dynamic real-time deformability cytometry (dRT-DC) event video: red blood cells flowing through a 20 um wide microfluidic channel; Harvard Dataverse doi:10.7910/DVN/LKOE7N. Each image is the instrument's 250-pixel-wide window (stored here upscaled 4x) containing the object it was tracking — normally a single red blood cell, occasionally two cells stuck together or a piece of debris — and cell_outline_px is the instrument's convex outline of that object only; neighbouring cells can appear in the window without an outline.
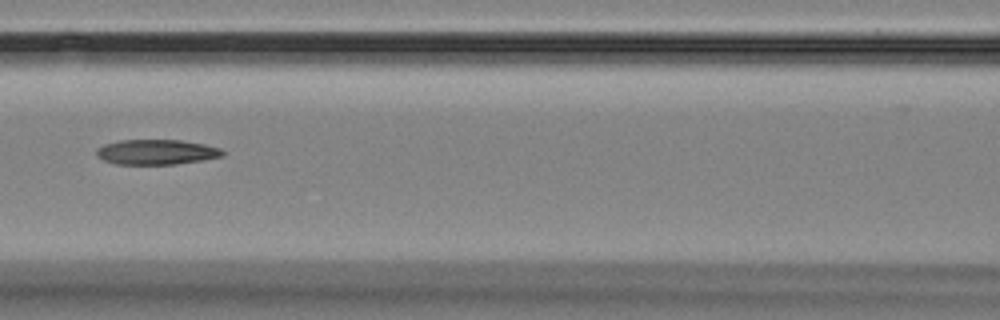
{"species": "Egyptian fruit bat (a non-hibernating species)", "species_latin": "Rousettus aegyptiacus", "temperature_condition": "room temperature", "stored_images_in_passage": 12, "camera_frame_rate_fps": 3000, "um_per_image_px": 0.085, "animal": {"sex": "female"}, "frame": {"image": 1, "passage_image": 3, "time_ms": 2.333, "image_size_px": [1000, 320], "cell_outline_px": [[224, 156], [204, 160], [176, 164], [116, 164], [104, 160], [96, 156], [96, 148], [104, 144], [120, 140], [180, 140], [204, 144], [220, 148], [224, 152]], "centroid_in_image_um": [13.3, 12.92], "position_along_channel_um": 153.3, "area_um2": 18.5}}
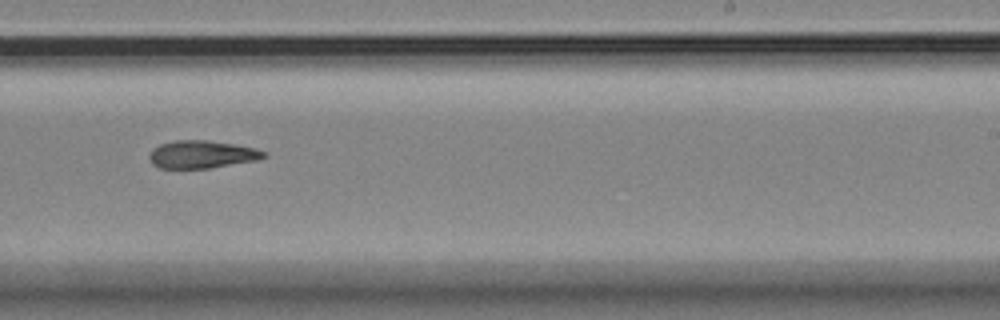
{"frame": {"image": 2, "passage_image": 6, "time_ms": 5.667, "image_size_px": [1000, 320], "cell_outline_px": [[268, 156], [256, 160], [208, 168], [160, 168], [152, 164], [148, 156], [152, 148], [160, 144], [172, 140], [208, 140], [256, 148], [268, 152]], "centroid_in_image_um": [17.14, 13.11], "position_along_channel_um": 271.9, "area_um2": 18.55}}
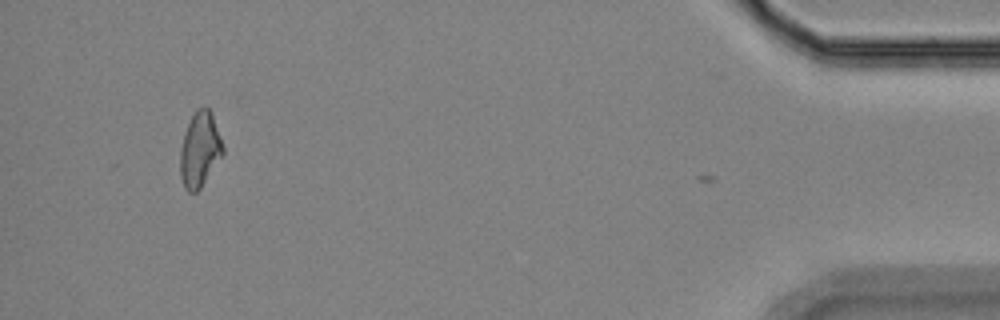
{"frame": {"image": 3, "passage_image": 11, "time_ms": 11.667, "image_size_px": [1000, 320], "cell_outline_px": [[224, 152], [200, 188], [196, 192], [188, 192], [184, 188], [180, 176], [180, 148], [184, 132], [196, 108], [204, 104], [212, 112], [224, 148]], "centroid_in_image_um": [16.97, 12.68], "position_along_channel_um": 418.2, "area_um2": 18.73}, "authors_computed_cell_mechanics": {"area_um2": 18.8428, "velocity_mm_per_s": 3.5808, "shape_relaxation_time_tau1_ms": 6.0534, "shape_relaxation_time_tau2_ms": 3.9995, "deformation_change_tau1": 0.1413, "deformation_change_tau2": 0.1198}}